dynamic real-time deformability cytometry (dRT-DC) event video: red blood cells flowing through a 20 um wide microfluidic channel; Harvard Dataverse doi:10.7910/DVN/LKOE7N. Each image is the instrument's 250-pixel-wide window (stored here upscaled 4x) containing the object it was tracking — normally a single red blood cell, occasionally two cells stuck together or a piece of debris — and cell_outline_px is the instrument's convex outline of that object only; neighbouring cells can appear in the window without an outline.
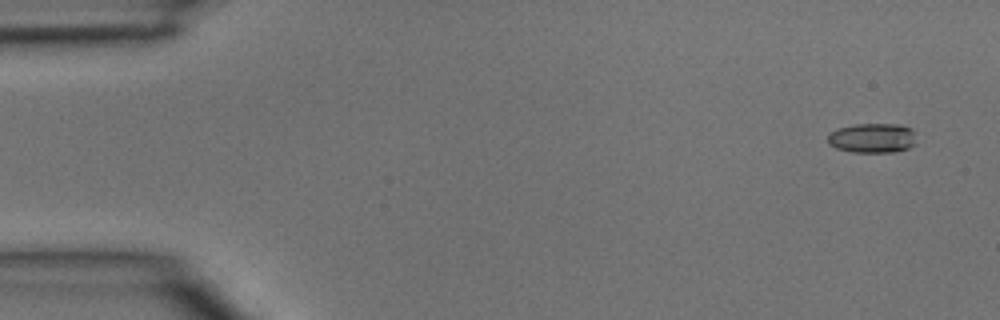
{"species": "common noctule bat (a hibernating species)", "species_latin": "Nyctalus noctula", "temperature_condition": "room temperature", "stored_images_in_passage": 6, "camera_frame_rate_fps": 3000, "um_per_image_px": 0.085, "animal": {"sex": "male", "body_mass_g": 15.6}, "frame": {"image": 1, "passage_image": 1, "time_ms": 0.0, "image_size_px": [1000, 320], "cell_outline_px": [[916, 144], [908, 148], [892, 152], [852, 152], [836, 148], [828, 144], [828, 132], [836, 128], [856, 124], [900, 124], [912, 128], [916, 132]], "centroid_in_image_um": [74.17, 11.72], "position_along_channel_um": 10.8, "area_um2": 15.66}}
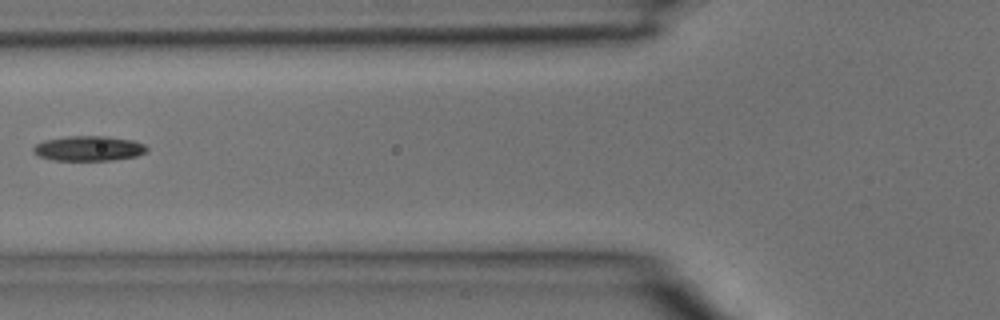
{"frame": {"image": 2, "passage_image": 5, "time_ms": 1.333, "image_size_px": [1000, 320], "cell_outline_px": [[148, 152], [136, 156], [112, 160], [52, 160], [40, 156], [32, 152], [32, 148], [36, 144], [44, 140], [68, 136], [104, 136], [132, 140], [144, 144], [148, 148]], "centroid_in_image_um": [7.54, 12.61], "position_along_channel_um": 118.3, "area_um2": 16.53}}